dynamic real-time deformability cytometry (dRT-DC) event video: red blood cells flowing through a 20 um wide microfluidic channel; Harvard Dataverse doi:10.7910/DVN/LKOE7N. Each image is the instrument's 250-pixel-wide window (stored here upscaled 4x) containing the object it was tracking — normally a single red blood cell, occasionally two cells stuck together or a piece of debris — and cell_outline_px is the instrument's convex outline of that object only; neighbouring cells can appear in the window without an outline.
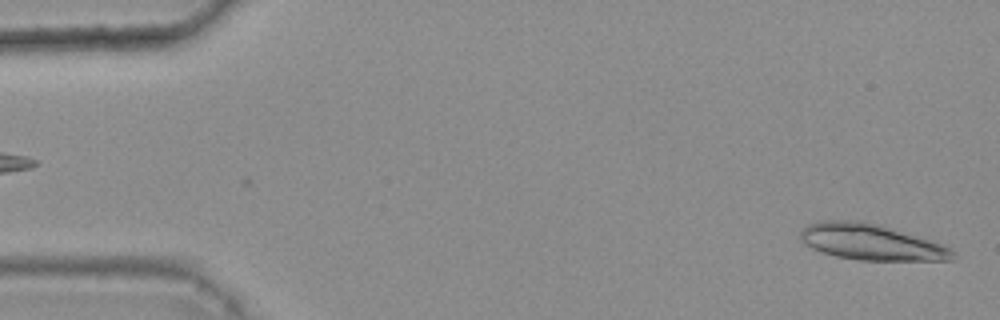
{"species": "common noctule bat (a hibernating species)", "species_latin": "Nyctalus noctula", "temperature_condition": "warm", "stored_images_in_passage": 24, "segment_of_instrument_passage": [1, 2], "camera_frame_rate_fps": 3000, "um_per_image_px": 0.085, "animal": {"sex": "female", "body_mass_g": 25.1}, "frame": {"image": 1, "passage_image": 1, "time_ms": 0.0, "image_size_px": [1000, 320], "cell_outline_px": [[956, 256], [952, 260], [860, 260], [836, 256], [820, 252], [804, 244], [800, 240], [800, 228], [808, 224], [820, 220], [864, 220], [932, 240], [944, 244], [952, 248], [956, 252]], "centroid_in_image_um": [74.03, 20.56], "position_along_channel_um": 11.0, "area_um2": 32.37}}
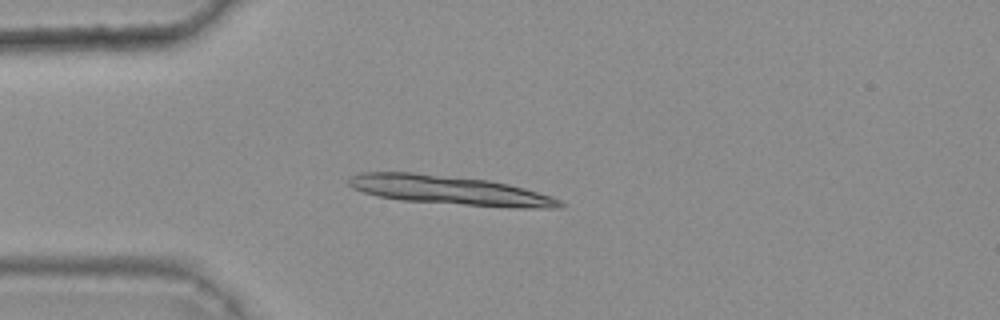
{"frame": {"image": 2, "passage_image": 13, "time_ms": 4.0, "image_size_px": [1000, 320], "cell_outline_px": [[564, 204], [560, 208], [520, 208], [400, 200], [380, 196], [364, 192], [352, 188], [348, 184], [348, 176], [360, 172], [412, 172], [488, 180], [508, 184], [524, 188], [552, 196], [560, 200]], "centroid_in_image_um": [38.21, 16.16], "position_along_channel_um": 46.8, "area_um2": 35.55}}